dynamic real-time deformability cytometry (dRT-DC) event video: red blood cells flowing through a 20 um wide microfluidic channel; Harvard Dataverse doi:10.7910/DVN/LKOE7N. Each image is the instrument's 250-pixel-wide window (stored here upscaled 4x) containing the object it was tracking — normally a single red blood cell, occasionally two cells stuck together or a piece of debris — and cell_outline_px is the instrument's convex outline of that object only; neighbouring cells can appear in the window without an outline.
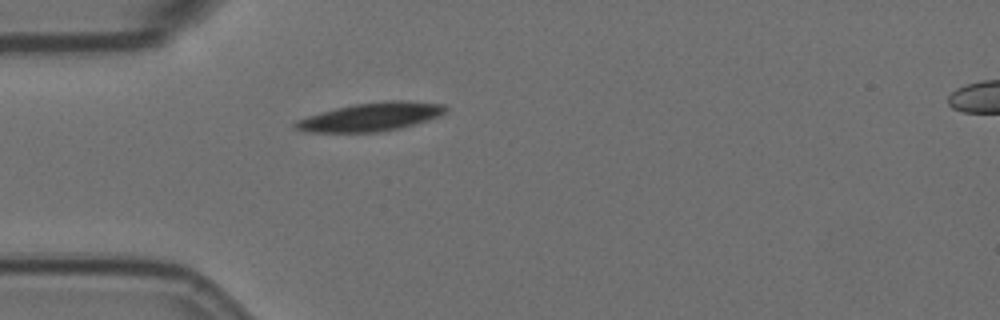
{"species": "Egyptian fruit bat (a non-hibernating species)", "species_latin": "Rousettus aegyptiacus", "temperature_condition": "room temperature", "stored_images_in_passage": 43, "camera_frame_rate_fps": 3000, "um_per_image_px": 0.085, "animal": {"sex": "female"}, "frame": {"image": 1, "passage_image": 1, "time_ms": 0.0, "image_size_px": [1000, 320], "cell_outline_px": [[448, 108], [444, 112], [428, 120], [416, 124], [400, 128], [380, 132], [308, 132], [292, 128], [292, 124], [296, 120], [320, 112], [336, 108], [356, 104], [384, 100], [404, 100], [444, 104]], "centroid_in_image_um": [31.5, 9.93], "position_along_channel_um": 53.5, "area_um2": 24.91}}
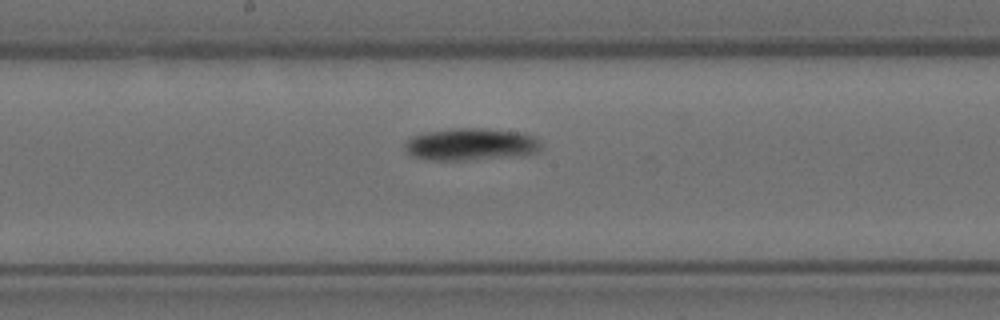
{"frame": {"image": 2, "passage_image": 15, "time_ms": 4.667, "image_size_px": [1000, 320], "cell_outline_px": [[544, 144], [540, 152], [524, 156], [468, 160], [428, 160], [412, 156], [404, 148], [404, 144], [412, 136], [428, 132], [452, 128], [480, 128], [520, 132], [536, 136]], "centroid_in_image_um": [40.12, 12.28], "position_along_channel_um": 208.1, "area_um2": 26.13}}
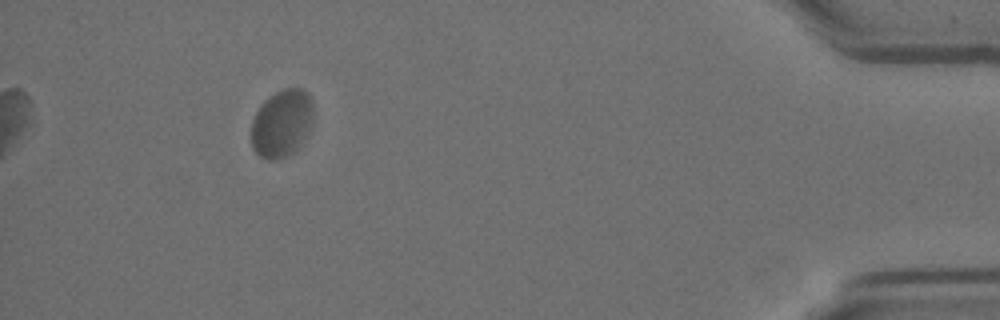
{"frame": {"image": 3, "passage_image": 38, "time_ms": 12.333, "image_size_px": [1000, 320], "cell_outline_px": [[312, 124], [308, 136], [296, 152], [288, 156], [276, 160], [268, 160], [260, 156], [252, 148], [252, 120], [260, 104], [268, 96], [284, 88], [304, 88], [308, 92], [312, 100]], "centroid_in_image_um": [23.98, 10.49], "position_along_channel_um": 411.2, "area_um2": 25.03}, "authors_computed_cell_mechanics": {"area_um2": 24.9118, "velocity_mm_per_s": 3.4702, "shape_relaxation_time_tau1_ms": 7.3983, "shape_relaxation_time_tau2_ms": 4.1807, "deformation_change_tau1": 0.1108, "deformation_change_tau2": 0.0399}}